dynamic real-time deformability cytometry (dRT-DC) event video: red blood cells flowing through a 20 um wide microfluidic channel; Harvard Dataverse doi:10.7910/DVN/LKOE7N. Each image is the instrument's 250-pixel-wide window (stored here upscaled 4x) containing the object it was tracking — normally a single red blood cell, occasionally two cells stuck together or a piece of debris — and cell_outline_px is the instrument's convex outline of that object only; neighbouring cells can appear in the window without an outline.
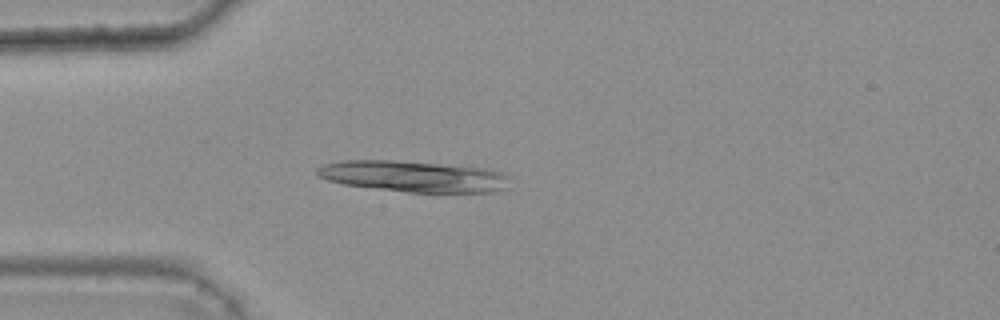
{"species": "common noctule bat (a hibernating species)", "species_latin": "Nyctalus noctula", "temperature_condition": "warm", "stored_images_in_passage": 32, "camera_frame_rate_fps": 3000, "um_per_image_px": 0.085, "animal": {"sex": "female", "body_mass_g": 25.1}, "frame": {"image": 1, "passage_image": 1, "time_ms": 0.0, "image_size_px": [1000, 320], "cell_outline_px": [[508, 176], [504, 188], [492, 192], [408, 192], [344, 184], [328, 180], [320, 176], [316, 172], [316, 168], [324, 164], [340, 160], [392, 160], [484, 168], [500, 172]], "centroid_in_image_um": [35.08, 14.98], "position_along_channel_um": 49.9, "area_um2": 34.39}}
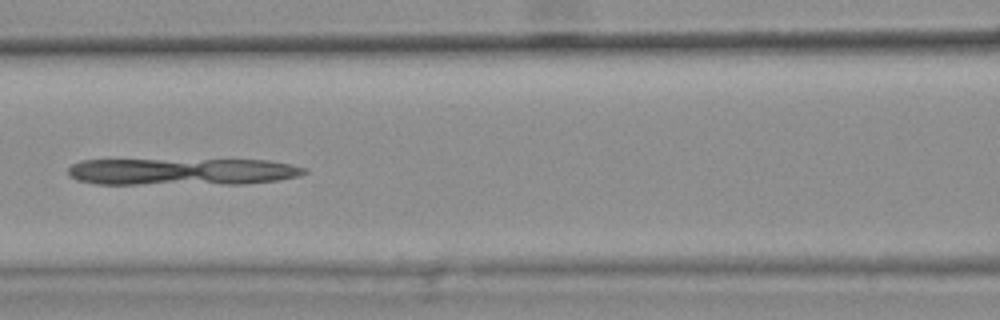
{"frame": {"image": 2, "passage_image": 10, "time_ms": 3.0, "image_size_px": [1000, 320], "cell_outline_px": [[308, 172], [300, 176], [276, 180], [244, 184], [96, 184], [76, 180], [68, 176], [68, 168], [72, 164], [80, 160], [268, 160], [308, 168]], "centroid_in_image_um": [15.46, 14.6], "position_along_channel_um": 151.1, "area_um2": 37.45}}